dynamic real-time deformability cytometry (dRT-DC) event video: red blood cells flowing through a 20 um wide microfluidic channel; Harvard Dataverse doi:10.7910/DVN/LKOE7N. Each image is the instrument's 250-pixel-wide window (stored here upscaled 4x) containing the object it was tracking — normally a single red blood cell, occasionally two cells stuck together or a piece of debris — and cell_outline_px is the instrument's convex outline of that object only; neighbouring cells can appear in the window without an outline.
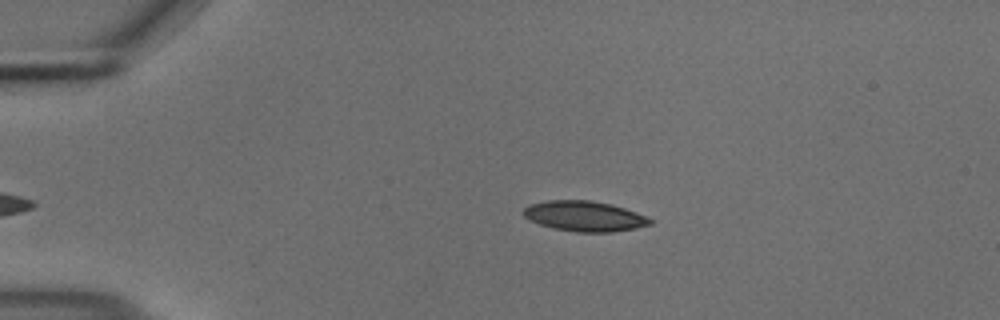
{"species": "common noctule bat (a hibernating species)", "species_latin": "Nyctalus noctula", "temperature_condition": "cold", "stored_images_in_passage": 39, "camera_frame_rate_fps": 3000, "um_per_image_px": 0.085, "animal": {"sex": "male", "body_mass_g": 18.8}, "frame": {"image": 1, "passage_image": 3, "time_ms": 0.667, "image_size_px": [1000, 320], "cell_outline_px": [[652, 224], [636, 228], [612, 232], [576, 232], [552, 228], [540, 224], [524, 216], [524, 208], [528, 204], [548, 200], [592, 200], [612, 204], [648, 216], [652, 220]], "centroid_in_image_um": [49.71, 18.37], "position_along_channel_um": 35.3, "area_um2": 22.43}}
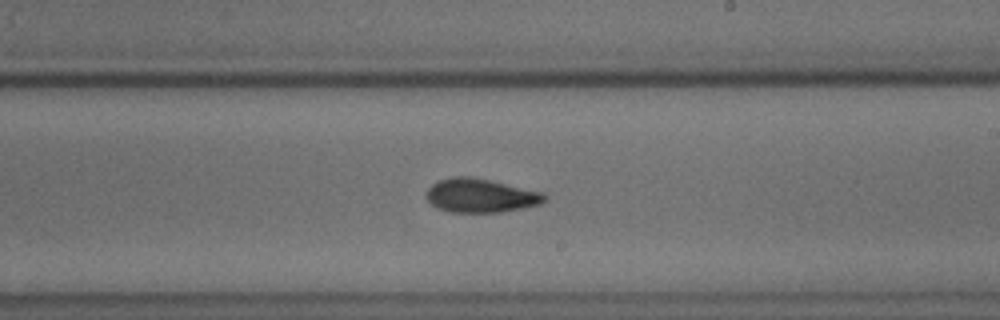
{"frame": {"image": 2, "passage_image": 24, "time_ms": 7.667, "image_size_px": [1000, 320], "cell_outline_px": [[544, 200], [540, 204], [500, 212], [448, 212], [432, 204], [424, 196], [428, 188], [436, 180], [452, 176], [468, 176], [488, 180], [544, 192]], "centroid_in_image_um": [40.79, 16.61], "position_along_channel_um": 248.2, "area_um2": 23.12}}
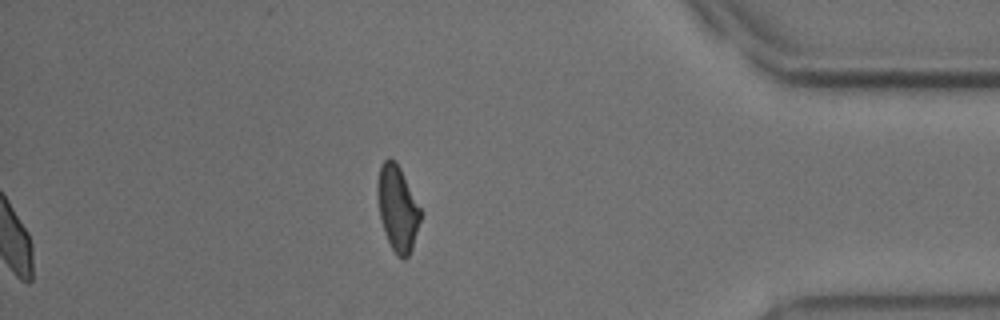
{"frame": {"image": 3, "passage_image": 39, "time_ms": 12.667, "image_size_px": [1000, 320], "cell_outline_px": [[424, 212], [412, 248], [408, 256], [404, 260], [396, 256], [384, 232], [380, 220], [376, 192], [376, 184], [380, 164], [388, 156], [396, 160]], "centroid_in_image_um": [33.8, 17.67], "position_along_channel_um": 401.4, "area_um2": 22.2}, "authors_computed_cell_mechanics": {"area_um2": 22.4842, "velocity_mm_per_s": 3.7039, "shape_relaxation_time_tau1_ms": 3.9409, "shape_relaxation_time_tau2_ms": 2.8788, "deformation_change_tau1": 0.1347, "deformation_change_tau2": 0.0917}}